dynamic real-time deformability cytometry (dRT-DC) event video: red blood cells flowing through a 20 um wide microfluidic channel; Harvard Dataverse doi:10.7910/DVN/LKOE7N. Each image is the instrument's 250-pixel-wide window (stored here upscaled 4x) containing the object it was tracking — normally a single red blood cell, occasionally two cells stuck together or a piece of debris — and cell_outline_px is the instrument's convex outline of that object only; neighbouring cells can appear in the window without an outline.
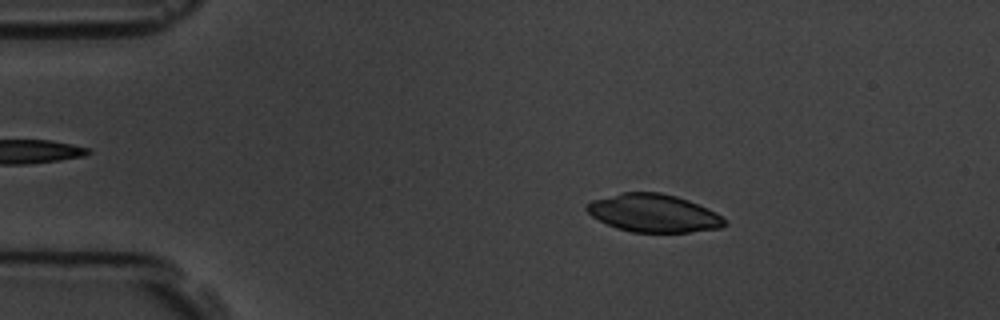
{"species": "common noctule bat (a hibernating species)", "species_latin": "Nyctalus noctula", "temperature_condition": "room temperature", "stored_images_in_passage": 8, "camera_frame_rate_fps": 3000, "um_per_image_px": 0.085, "animal": {"sex": "male", "body_mass_g": 19.5, "forearm_length_mm": 54.6}, "frame": {"image": 1, "passage_image": 2, "time_ms": 1.0, "image_size_px": [1000, 320], "cell_outline_px": [[728, 224], [720, 228], [688, 232], [632, 232], [616, 228], [592, 216], [584, 208], [584, 204], [592, 200], [620, 192], [660, 192], [676, 196], [688, 200], [708, 208], [716, 212], [728, 220]], "centroid_in_image_um": [55.56, 18.11], "position_along_channel_um": 29.4, "area_um2": 30.69}}